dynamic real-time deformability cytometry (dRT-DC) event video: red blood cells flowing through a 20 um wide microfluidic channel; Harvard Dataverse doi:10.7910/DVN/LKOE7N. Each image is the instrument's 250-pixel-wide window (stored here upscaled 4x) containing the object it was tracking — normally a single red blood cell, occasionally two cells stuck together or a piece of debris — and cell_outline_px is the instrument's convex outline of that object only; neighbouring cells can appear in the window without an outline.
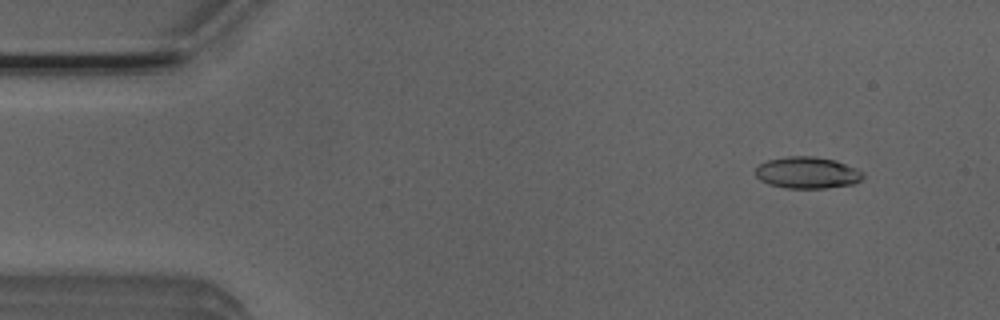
{"species": "Egyptian fruit bat (a non-hibernating species)", "species_latin": "Rousettus aegyptiacus", "temperature_condition": "room temperature", "stored_images_in_passage": 52, "camera_frame_rate_fps": 3000, "um_per_image_px": 0.085, "animal": {"sex": "male"}, "frame": {"image": 1, "passage_image": 5, "time_ms": 1.333, "image_size_px": [1000, 320], "cell_outline_px": [[864, 176], [860, 180], [852, 184], [824, 188], [784, 188], [768, 184], [760, 180], [756, 176], [756, 168], [760, 164], [768, 160], [788, 156], [816, 156], [836, 160], [856, 168], [864, 172]], "centroid_in_image_um": [68.62, 14.67], "position_along_channel_um": 16.4, "area_um2": 19.88}}
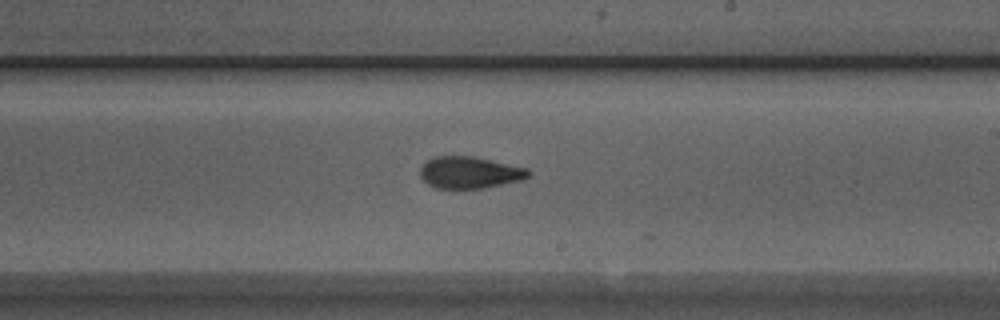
{"frame": {"image": 2, "passage_image": 30, "time_ms": 9.667, "image_size_px": [1000, 320], "cell_outline_px": [[528, 176], [524, 180], [484, 188], [436, 188], [428, 184], [420, 176], [420, 168], [428, 160], [436, 156], [472, 156], [528, 168]], "centroid_in_image_um": [39.92, 14.67], "position_along_channel_um": 249.1, "area_um2": 19.94}}
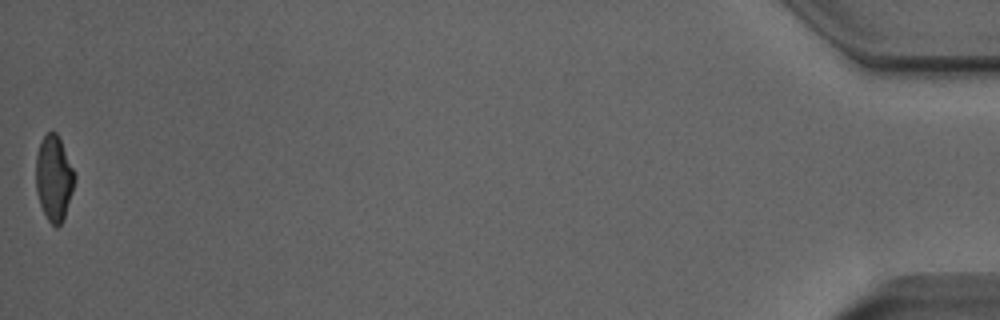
{"frame": {"image": 3, "passage_image": 52, "time_ms": 17.0, "image_size_px": [1000, 320], "cell_outline_px": [[76, 180], [64, 220], [56, 228], [48, 220], [40, 204], [36, 192], [36, 156], [40, 140], [48, 132], [56, 132], [76, 172]], "centroid_in_image_um": [4.6, 15.15], "position_along_channel_um": 430.6, "area_um2": 19.48}, "authors_computed_cell_mechanics": {"area_um2": 20.1433, "velocity_mm_per_s": 3.9229, "shape_relaxation_time_tau1_ms": null, "shape_relaxation_time_tau2_ms": 2.2127, "deformation_change_tau1": null, "deformation_change_tau2": 0.1008}}